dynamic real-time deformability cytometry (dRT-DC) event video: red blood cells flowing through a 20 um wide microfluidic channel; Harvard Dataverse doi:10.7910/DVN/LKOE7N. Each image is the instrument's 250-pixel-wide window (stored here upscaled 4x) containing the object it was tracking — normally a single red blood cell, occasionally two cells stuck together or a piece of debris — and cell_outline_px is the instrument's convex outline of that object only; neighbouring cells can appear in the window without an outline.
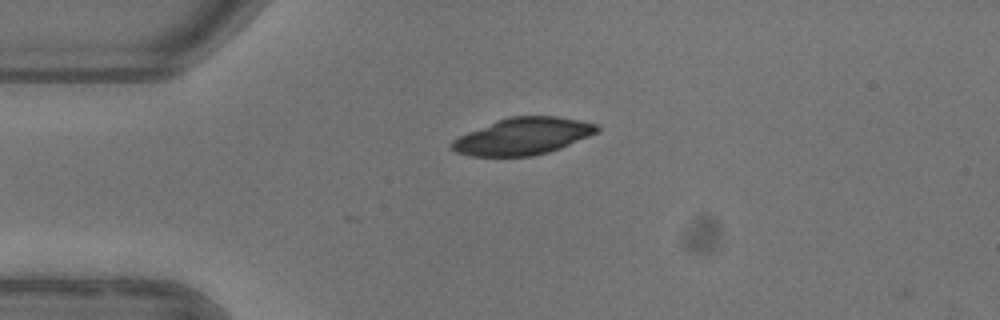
{"species": "common noctule bat (a hibernating species)", "species_latin": "Nyctalus noctula", "temperature_condition": "warm", "stored_images_in_passage": 21, "camera_frame_rate_fps": 3000, "um_per_image_px": 0.085, "animal": {"sex": "female"}, "frame": {"image": 1, "passage_image": 2, "time_ms": 0.333, "image_size_px": [1000, 320], "cell_outline_px": [[600, 132], [560, 148], [548, 152], [532, 156], [472, 156], [456, 152], [448, 148], [452, 140], [468, 132], [496, 120], [512, 116], [556, 116], [580, 120], [596, 124], [600, 128]], "centroid_in_image_um": [44.45, 11.58], "position_along_channel_um": 40.5, "area_um2": 31.27}}
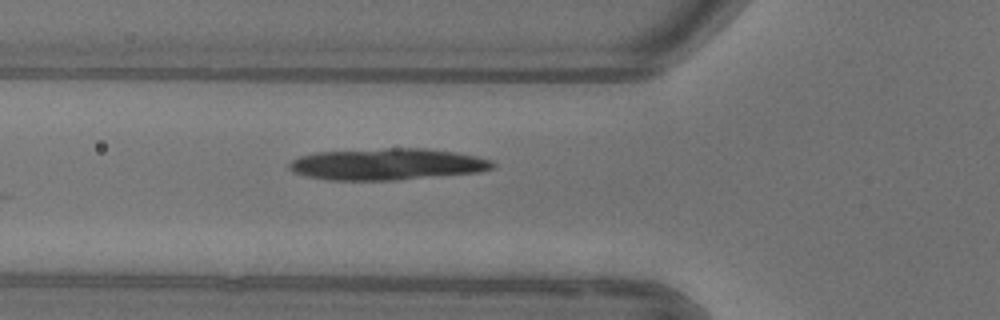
{"frame": {"image": 2, "passage_image": 8, "time_ms": 2.333, "image_size_px": [1000, 320], "cell_outline_px": [[496, 164], [492, 168], [480, 172], [396, 180], [328, 180], [308, 176], [292, 172], [288, 168], [288, 164], [292, 160], [300, 156], [316, 152], [384, 148], [428, 148], [456, 152], [476, 156], [492, 160]], "centroid_in_image_um": [32.91, 13.95], "position_along_channel_um": 92.9, "area_um2": 37.63}}
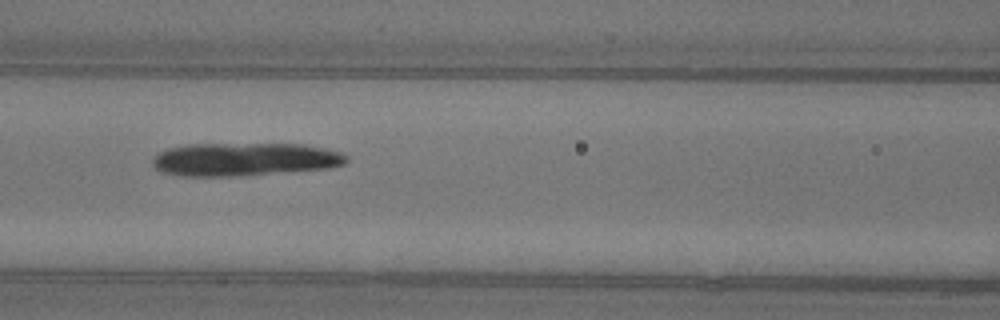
{"frame": {"image": 3, "passage_image": 12, "time_ms": 3.667, "image_size_px": [1000, 320], "cell_outline_px": [[348, 160], [344, 164], [328, 168], [240, 176], [180, 176], [160, 172], [152, 164], [152, 160], [156, 152], [168, 148], [188, 144], [304, 144], [344, 152], [348, 156]], "centroid_in_image_um": [20.77, 13.54], "position_along_channel_um": 145.8, "area_um2": 37.86}}